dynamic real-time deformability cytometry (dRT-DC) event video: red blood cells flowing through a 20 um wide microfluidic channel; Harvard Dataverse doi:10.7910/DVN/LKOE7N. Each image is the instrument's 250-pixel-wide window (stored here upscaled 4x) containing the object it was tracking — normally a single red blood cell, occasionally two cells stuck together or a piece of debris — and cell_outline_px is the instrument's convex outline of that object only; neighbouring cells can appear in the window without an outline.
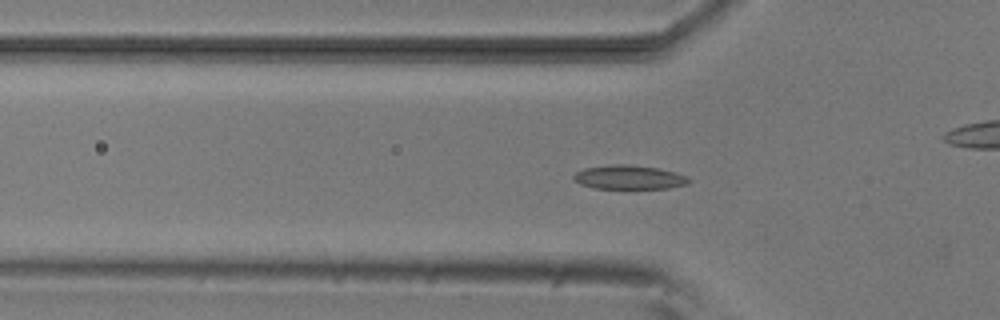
{"species": "common noctule bat (a hibernating species)", "species_latin": "Nyctalus noctula", "temperature_condition": "room temperature", "stored_images_in_passage": 54, "camera_frame_rate_fps": 3000, "um_per_image_px": 0.085, "animal": {"sex": "male", "body_mass_g": 20.5, "forearm_length_mm": 52.5}, "frame": {"image": 1, "passage_image": 17, "time_ms": 5.333, "image_size_px": [1000, 320], "cell_outline_px": [[692, 180], [688, 184], [668, 188], [592, 188], [580, 184], [572, 180], [572, 176], [576, 172], [584, 168], [608, 164], [628, 164], [660, 168], [676, 172], [688, 176]], "centroid_in_image_um": [53.47, 15.05], "position_along_channel_um": 72.3, "area_um2": 16.42}}
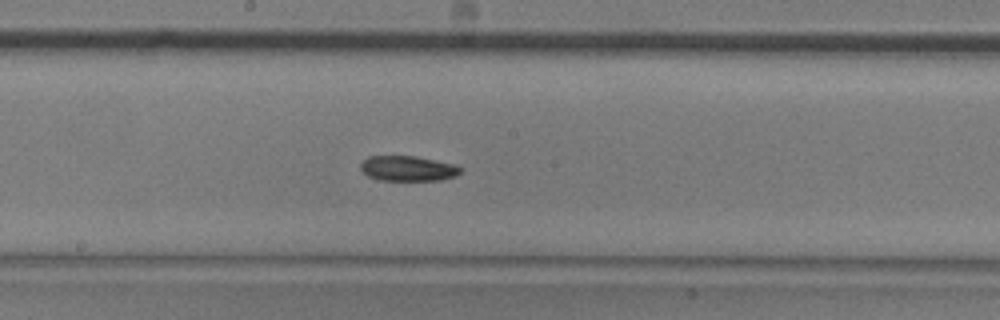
{"frame": {"image": 2, "passage_image": 28, "time_ms": 9.0, "image_size_px": [1000, 320], "cell_outline_px": [[464, 168], [456, 176], [440, 180], [380, 180], [368, 176], [360, 168], [360, 164], [368, 156], [416, 156], [456, 164]], "centroid_in_image_um": [34.71, 14.31], "position_along_channel_um": 213.5, "area_um2": 14.74}}
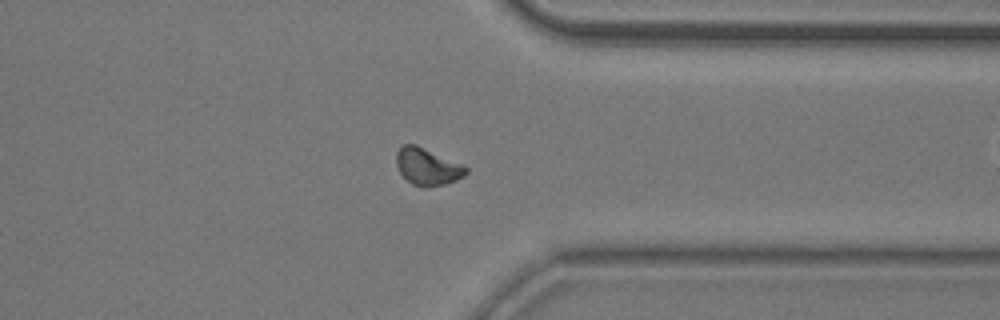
{"frame": {"image": 3, "passage_image": 41, "time_ms": 13.333, "image_size_px": [1000, 320], "cell_outline_px": [[468, 172], [464, 176], [456, 180], [444, 184], [424, 188], [420, 188], [412, 184], [400, 172], [396, 164], [396, 152], [400, 144], [416, 144], [464, 164], [468, 168]], "centroid_in_image_um": [36.34, 14.15], "position_along_channel_um": 375.1, "area_um2": 15.32}, "authors_computed_cell_mechanics": {"area_um2": 15.0569, "velocity_mm_per_s": 3.8292, "shape_relaxation_time_tau1_ms": 6.7681, "shape_relaxation_time_tau2_ms": null, "deformation_change_tau1": 0.1113, "deformation_change_tau2": null}}